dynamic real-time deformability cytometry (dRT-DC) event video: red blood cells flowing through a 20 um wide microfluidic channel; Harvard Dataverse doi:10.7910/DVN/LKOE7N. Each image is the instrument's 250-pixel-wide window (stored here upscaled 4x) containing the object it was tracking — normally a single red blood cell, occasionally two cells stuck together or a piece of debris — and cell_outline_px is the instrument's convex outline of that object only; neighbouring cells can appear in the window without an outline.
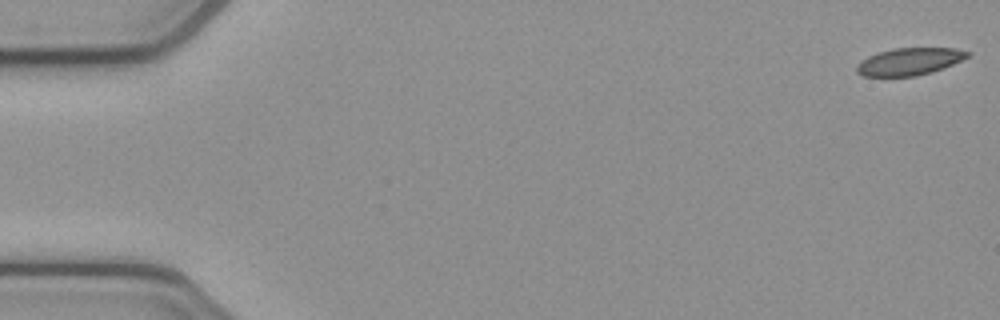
{"species": "common noctule bat (a hibernating species)", "species_latin": "Nyctalus noctula", "temperature_condition": "cold", "stored_images_in_passage": 53, "camera_frame_rate_fps": 3000, "um_per_image_px": 0.085, "animal": {"sex": "female", "body_mass_g": 21.9}, "frame": {"image": 1, "passage_image": 1, "time_ms": 0.0, "image_size_px": [1000, 320], "cell_outline_px": [[972, 52], [968, 56], [944, 68], [932, 72], [916, 76], [864, 76], [856, 72], [856, 68], [868, 56], [892, 48], [952, 48]], "centroid_in_image_um": [77.32, 5.23], "position_along_channel_um": 7.7, "area_um2": 17.34}}
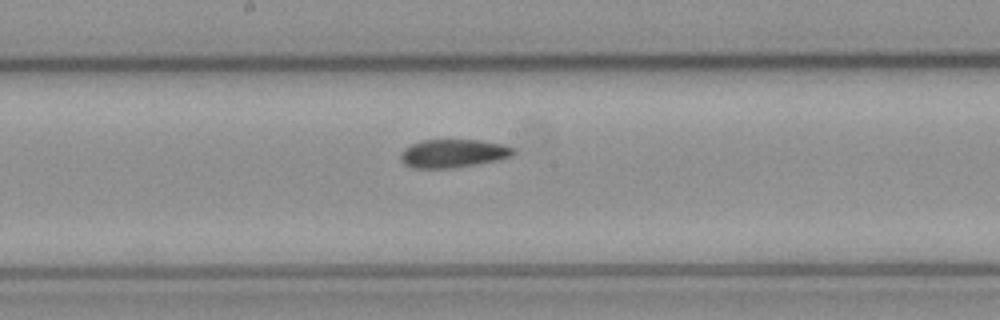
{"frame": {"image": 2, "passage_image": 28, "time_ms": 9.0, "image_size_px": [1000, 320], "cell_outline_px": [[516, 152], [512, 156], [500, 160], [456, 168], [412, 168], [404, 164], [400, 160], [400, 152], [404, 148], [420, 140], [480, 140], [504, 144], [516, 148]], "centroid_in_image_um": [38.55, 13.04], "position_along_channel_um": 209.7, "area_um2": 19.02}}
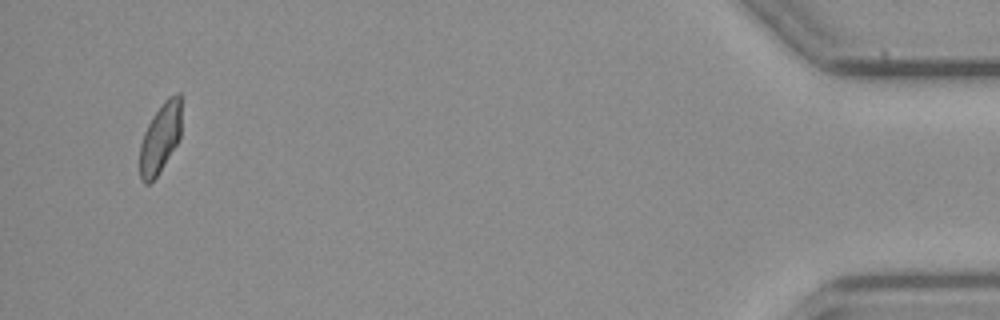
{"frame": {"image": 3, "passage_image": 51, "time_ms": 16.667, "image_size_px": [1000, 320], "cell_outline_px": [[180, 140], [160, 172], [148, 184], [144, 184], [140, 180], [140, 144], [144, 132], [152, 116], [164, 100], [168, 96], [176, 92], [180, 92]], "centroid_in_image_um": [13.62, 11.74], "position_along_channel_um": 421.6, "area_um2": 17.11}, "authors_computed_cell_mechanics": {"area_um2": 18.9584, "velocity_mm_per_s": 3.8621, "shape_relaxation_time_tau1_ms": null, "shape_relaxation_time_tau2_ms": 2.957, "deformation_change_tau1": null, "deformation_change_tau2": 0.0803}}